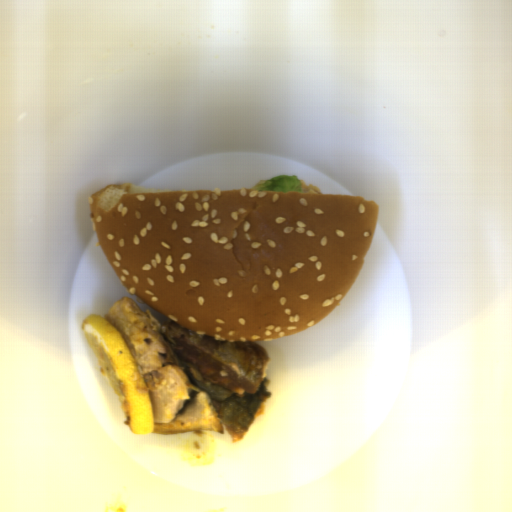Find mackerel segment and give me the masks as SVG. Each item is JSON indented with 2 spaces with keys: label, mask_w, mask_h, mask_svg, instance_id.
<instances>
[{
  "label": "mackerel segment",
  "mask_w": 512,
  "mask_h": 512,
  "mask_svg": "<svg viewBox=\"0 0 512 512\" xmlns=\"http://www.w3.org/2000/svg\"><path fill=\"white\" fill-rule=\"evenodd\" d=\"M103 318L128 347L148 388L153 433L214 431L243 440L271 397V359L254 342L191 332L135 299H118Z\"/></svg>",
  "instance_id": "mackerel-segment-1"
}]
</instances>
